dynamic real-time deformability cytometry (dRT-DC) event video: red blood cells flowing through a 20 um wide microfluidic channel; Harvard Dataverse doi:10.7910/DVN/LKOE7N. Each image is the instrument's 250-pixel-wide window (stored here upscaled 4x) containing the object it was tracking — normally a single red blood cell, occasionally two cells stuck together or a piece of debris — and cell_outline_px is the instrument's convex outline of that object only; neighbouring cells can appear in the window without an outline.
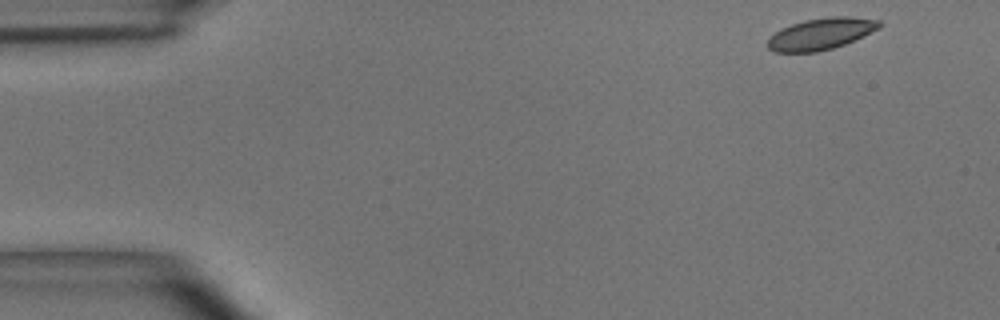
{"species": "common noctule bat (a hibernating species)", "species_latin": "Nyctalus noctula", "temperature_condition": "room temperature", "stored_images_in_passage": 47, "camera_frame_rate_fps": 3000, "um_per_image_px": 0.085, "animal": {"sex": "male", "body_mass_g": 15.6}, "frame": {"image": 1, "passage_image": 1, "time_ms": 0.0, "image_size_px": [1000, 320], "cell_outline_px": [[884, 24], [880, 28], [844, 44], [832, 48], [816, 52], [776, 52], [768, 48], [768, 36], [780, 28], [804, 20], [828, 16], [852, 16], [880, 20]], "centroid_in_image_um": [69.78, 2.86], "position_along_channel_um": 15.2, "area_um2": 20.69}}
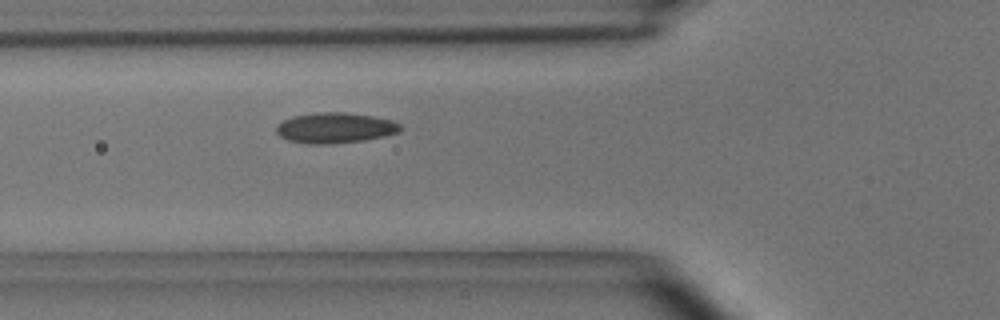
{"frame": {"image": 2, "passage_image": 15, "time_ms": 4.667, "image_size_px": [1000, 320], "cell_outline_px": [[404, 128], [400, 132], [384, 136], [364, 140], [332, 144], [304, 144], [288, 140], [280, 136], [276, 132], [276, 128], [284, 120], [292, 116], [324, 112], [344, 112], [372, 116], [392, 120], [400, 124]], "centroid_in_image_um": [28.51, 10.88], "position_along_channel_um": 97.3, "area_um2": 22.08}}
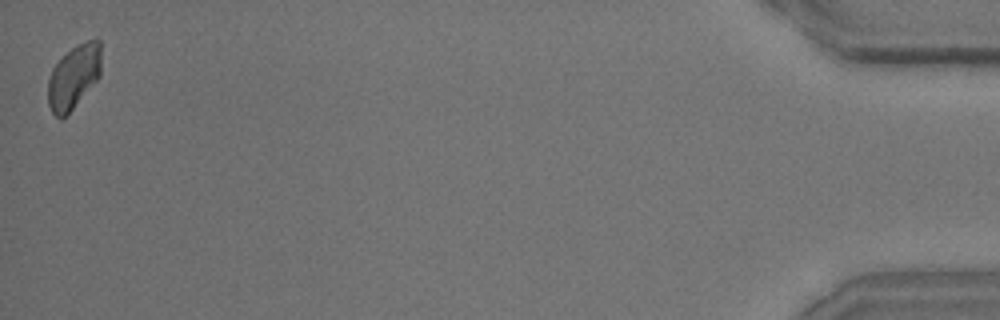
{"frame": {"image": 3, "passage_image": 47, "time_ms": 15.333, "image_size_px": [1000, 320], "cell_outline_px": [[100, 76], [72, 108], [60, 120], [52, 112], [48, 104], [48, 80], [52, 68], [72, 48], [88, 40], [100, 40]], "centroid_in_image_um": [6.25, 6.54], "position_along_channel_um": 428.9, "area_um2": 19.25}, "authors_computed_cell_mechanics": {"area_um2": 20.6924, "velocity_mm_per_s": 3.9487, "shape_relaxation_time_tau1_ms": 2.0595, "shape_relaxation_time_tau2_ms": 3.5823, "deformation_change_tau1": 0.0694, "deformation_change_tau2": 0.0758}}